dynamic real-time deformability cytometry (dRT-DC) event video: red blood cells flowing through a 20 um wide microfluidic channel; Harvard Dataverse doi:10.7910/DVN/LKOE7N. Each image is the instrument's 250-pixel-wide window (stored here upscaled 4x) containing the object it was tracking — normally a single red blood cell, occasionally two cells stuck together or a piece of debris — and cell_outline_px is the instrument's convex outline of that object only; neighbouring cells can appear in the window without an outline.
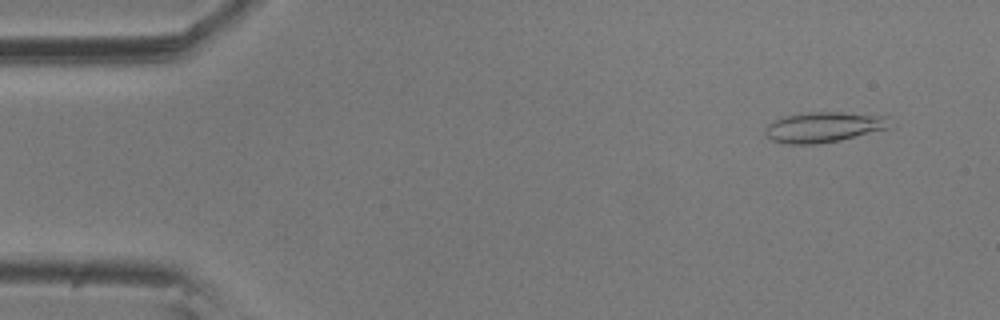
{"species": "common noctule bat (a hibernating species)", "species_latin": "Nyctalus noctula", "temperature_condition": "room temperature", "stored_images_in_passage": 9, "camera_frame_rate_fps": 3000, "um_per_image_px": 0.085, "animal": {"sex": "male", "body_mass_g": 20.5, "forearm_length_mm": 52.5}, "frame": {"image": 1, "passage_image": 1, "time_ms": 0.0, "image_size_px": [1000, 320], "cell_outline_px": [[896, 124], [888, 128], [840, 140], [816, 144], [788, 144], [772, 140], [764, 132], [764, 128], [768, 124], [784, 116], [808, 112], [840, 112], [892, 116]], "centroid_in_image_um": [70.1, 10.79], "position_along_channel_um": 14.9, "area_um2": 22.31}}
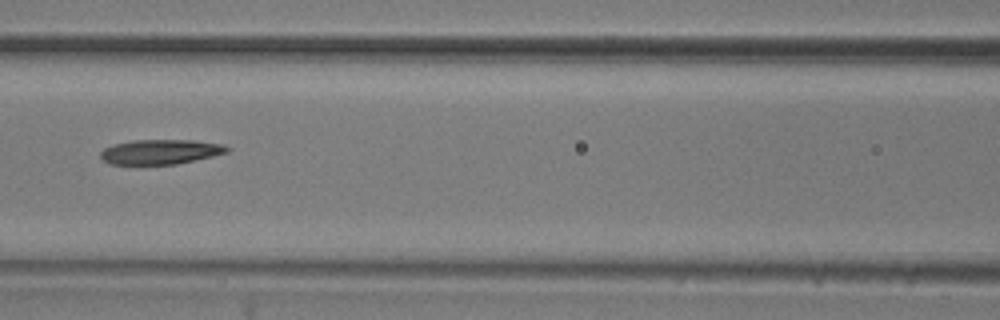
{"frame": {"image": 2, "passage_image": 7, "time_ms": 2.0, "image_size_px": [1000, 320], "cell_outline_px": [[232, 148], [228, 152], [212, 156], [176, 164], [112, 164], [104, 160], [100, 156], [100, 152], [104, 148], [112, 144], [136, 140], [192, 140], [224, 144]], "centroid_in_image_um": [13.67, 12.89], "position_along_channel_um": 152.9, "area_um2": 18.21}}
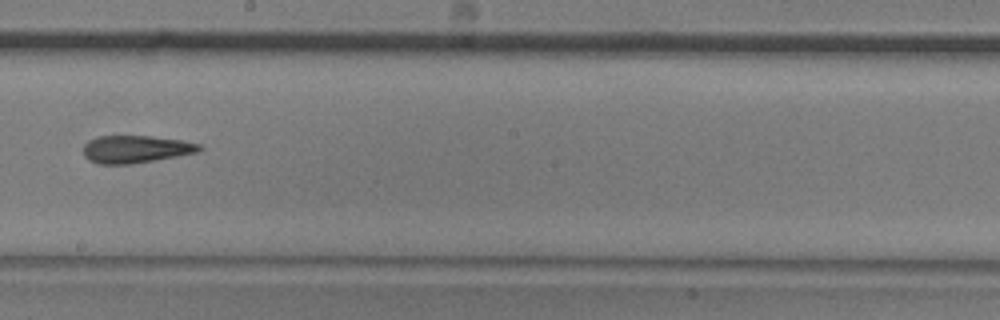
{"frame": {"image": 3, "passage_image": 9, "time_ms": 2.667, "image_size_px": [1000, 320], "cell_outline_px": [[204, 148], [196, 152], [156, 160], [132, 164], [96, 164], [88, 160], [84, 156], [84, 144], [88, 140], [96, 136], [152, 136], [184, 140], [200, 144]], "centroid_in_image_um": [11.51, 12.68], "position_along_channel_um": 236.7, "area_um2": 18.79}}